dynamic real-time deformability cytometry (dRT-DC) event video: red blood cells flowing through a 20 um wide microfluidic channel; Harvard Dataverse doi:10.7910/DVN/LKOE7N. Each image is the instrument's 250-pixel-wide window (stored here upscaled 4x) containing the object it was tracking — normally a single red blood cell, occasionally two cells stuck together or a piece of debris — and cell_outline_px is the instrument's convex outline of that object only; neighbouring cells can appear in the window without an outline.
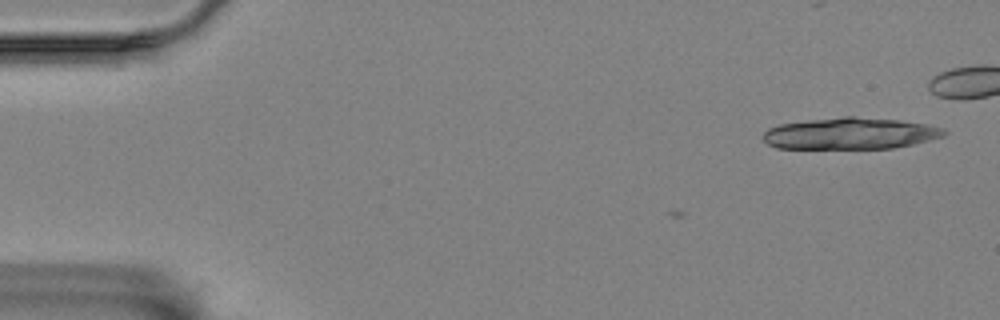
{"species": "Egyptian fruit bat (a non-hibernating species)", "species_latin": "Rousettus aegyptiacus", "temperature_condition": "room temperature", "stored_images_in_passage": 2, "camera_frame_rate_fps": 3000, "um_per_image_px": 0.085, "animal": {"sex": "female"}, "frame": {"image": 1, "passage_image": 2, "time_ms": 0.333, "image_size_px": [1000, 320], "cell_outline_px": [[948, 132], [944, 136], [912, 144], [892, 148], [776, 148], [768, 144], [764, 140], [764, 132], [768, 128], [780, 124], [808, 120], [844, 116], [852, 116], [900, 120], [928, 124], [944, 128]], "centroid_in_image_um": [72.3, 11.34], "position_along_channel_um": 12.7, "area_um2": 33.23}}